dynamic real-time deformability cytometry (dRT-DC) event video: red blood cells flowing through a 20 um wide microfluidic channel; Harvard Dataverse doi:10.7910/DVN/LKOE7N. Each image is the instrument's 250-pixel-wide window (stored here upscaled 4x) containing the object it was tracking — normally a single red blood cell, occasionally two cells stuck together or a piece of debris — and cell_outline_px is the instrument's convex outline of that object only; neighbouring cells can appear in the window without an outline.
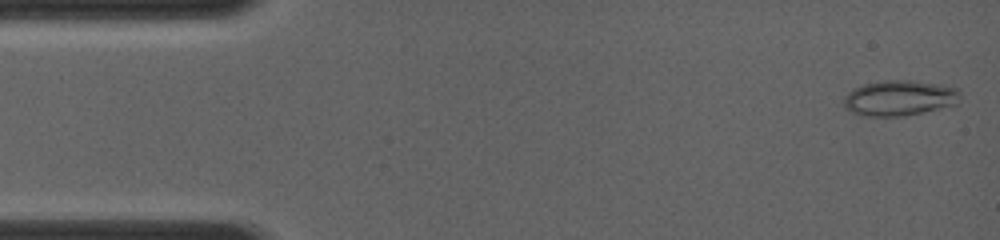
{"species": "common noctule bat (a hibernating species)", "species_latin": "Nyctalus noctula", "temperature_condition": "room temperature", "stored_images_in_passage": 42, "camera_frame_rate_fps": 4000, "um_per_image_px": 0.085, "animal": {"sex": "female", "body_mass_g": 19.0, "forearm_length_mm": 56.7}, "frame": {"image": 1, "passage_image": 2, "time_ms": 0.25, "image_size_px": [1000, 240], "cell_outline_px": [[960, 96], [956, 104], [904, 116], [864, 116], [852, 112], [844, 108], [844, 96], [852, 88], [864, 84], [888, 80], [916, 80], [940, 84], [960, 88]], "centroid_in_image_um": [76.45, 8.32], "position_along_channel_um": 8.6, "area_um2": 24.16}}
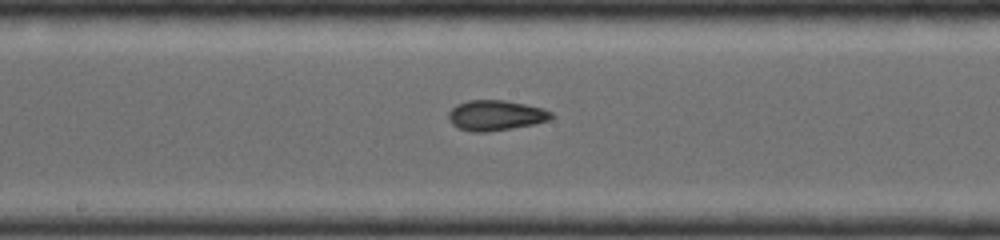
{"frame": {"image": 2, "passage_image": 22, "time_ms": 7.0, "image_size_px": [1000, 240], "cell_outline_px": [[556, 116], [548, 120], [532, 124], [512, 128], [488, 132], [472, 132], [460, 128], [452, 124], [448, 120], [448, 112], [456, 104], [468, 100], [504, 100], [544, 108], [552, 112]], "centroid_in_image_um": [42.13, 9.8], "position_along_channel_um": 206.1, "area_um2": 18.21}}
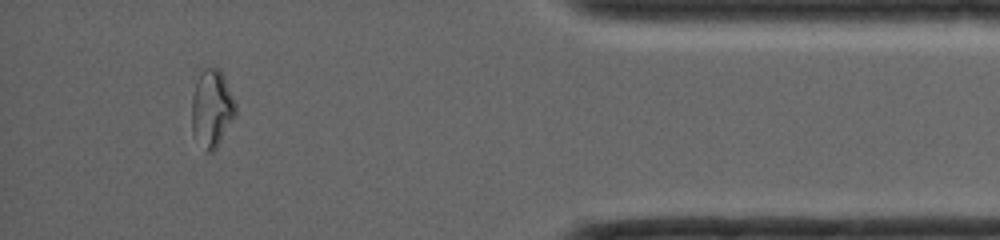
{"frame": {"image": 3, "passage_image": 38, "time_ms": 12.25, "image_size_px": [1000, 240], "cell_outline_px": [[236, 112], [216, 148], [212, 152], [204, 152], [192, 132], [192, 96], [200, 72], [204, 68], [220, 68], [224, 76], [236, 104]], "centroid_in_image_um": [17.99, 9.22], "position_along_channel_um": 417.2, "area_um2": 19.59}}